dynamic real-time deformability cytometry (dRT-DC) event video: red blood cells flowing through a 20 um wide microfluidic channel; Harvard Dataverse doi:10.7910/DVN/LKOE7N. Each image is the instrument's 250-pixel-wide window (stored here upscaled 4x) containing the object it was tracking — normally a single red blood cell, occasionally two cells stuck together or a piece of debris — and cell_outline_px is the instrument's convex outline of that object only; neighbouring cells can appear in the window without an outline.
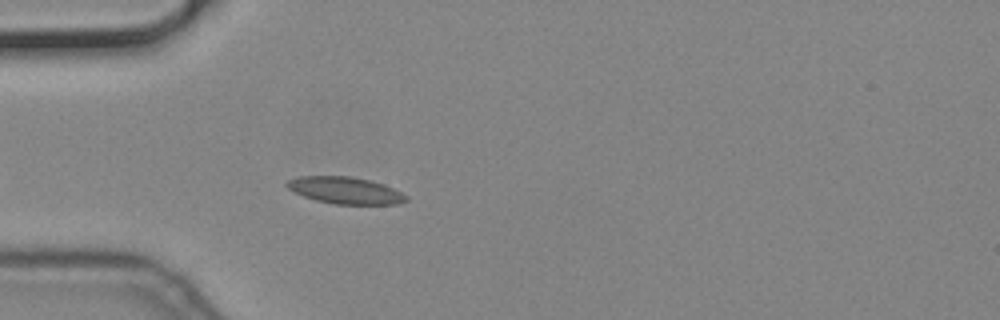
{"species": "common noctule bat (a hibernating species)", "species_latin": "Nyctalus noctula", "temperature_condition": "cold", "stored_images_in_passage": 16, "camera_frame_rate_fps": 3000, "um_per_image_px": 0.085, "animal": {"sex": "male", "body_mass_g": 19.2, "forearm_length_mm": 51.8}, "frame": {"image": 1, "passage_image": 6, "time_ms": 1.667, "image_size_px": [1000, 320], "cell_outline_px": [[408, 200], [396, 204], [336, 204], [316, 200], [292, 192], [284, 184], [288, 180], [296, 176], [348, 176], [372, 180], [384, 184], [408, 196]], "centroid_in_image_um": [29.32, 16.17], "position_along_channel_um": 55.7, "area_um2": 18.73}}
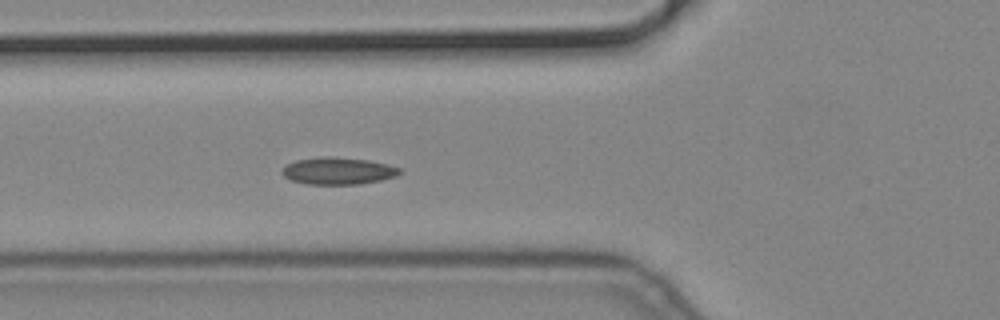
{"frame": {"image": 2, "passage_image": 10, "time_ms": 3.0, "image_size_px": [1000, 320], "cell_outline_px": [[400, 172], [396, 176], [380, 180], [360, 184], [308, 184], [292, 180], [284, 176], [280, 172], [288, 164], [296, 160], [324, 156], [328, 156], [368, 160], [388, 164], [400, 168]], "centroid_in_image_um": [28.74, 14.52], "position_along_channel_um": 97.1, "area_um2": 18.38}}
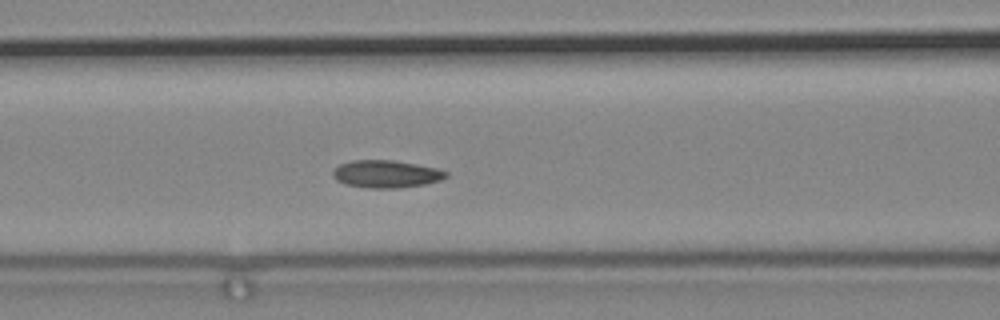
{"frame": {"image": 3, "passage_image": 13, "time_ms": 4.0, "image_size_px": [1000, 320], "cell_outline_px": [[448, 176], [440, 180], [424, 184], [396, 188], [368, 188], [344, 184], [336, 180], [332, 176], [332, 172], [340, 164], [352, 160], [392, 160], [416, 164], [436, 168], [448, 172]], "centroid_in_image_um": [32.8, 14.79], "position_along_channel_um": 133.8, "area_um2": 18.09}}